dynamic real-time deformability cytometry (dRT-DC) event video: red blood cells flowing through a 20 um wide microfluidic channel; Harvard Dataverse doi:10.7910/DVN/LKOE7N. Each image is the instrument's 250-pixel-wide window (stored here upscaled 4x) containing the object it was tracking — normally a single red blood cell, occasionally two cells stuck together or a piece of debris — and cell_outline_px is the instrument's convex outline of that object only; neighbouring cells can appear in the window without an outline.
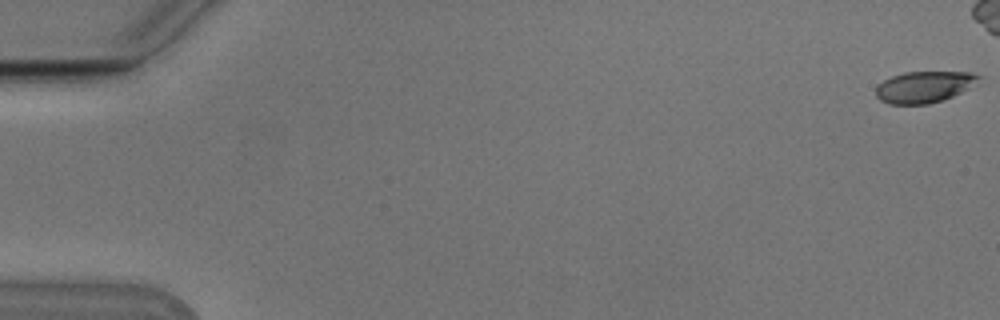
{"species": "Egyptian fruit bat (a non-hibernating species)", "species_latin": "Rousettus aegyptiacus", "temperature_condition": "cold", "stored_images_in_passage": 13, "camera_frame_rate_fps": 3000, "um_per_image_px": 0.085, "animal": {"sex": "male"}, "frame": {"image": 1, "passage_image": 1, "time_ms": 0.0, "image_size_px": [1000, 320], "cell_outline_px": [[984, 76], [968, 88], [952, 96], [928, 104], [888, 104], [880, 100], [876, 96], [876, 88], [884, 80], [892, 76], [904, 72], [972, 72]], "centroid_in_image_um": [78.55, 7.38], "position_along_channel_um": 6.5, "area_um2": 18.67}}